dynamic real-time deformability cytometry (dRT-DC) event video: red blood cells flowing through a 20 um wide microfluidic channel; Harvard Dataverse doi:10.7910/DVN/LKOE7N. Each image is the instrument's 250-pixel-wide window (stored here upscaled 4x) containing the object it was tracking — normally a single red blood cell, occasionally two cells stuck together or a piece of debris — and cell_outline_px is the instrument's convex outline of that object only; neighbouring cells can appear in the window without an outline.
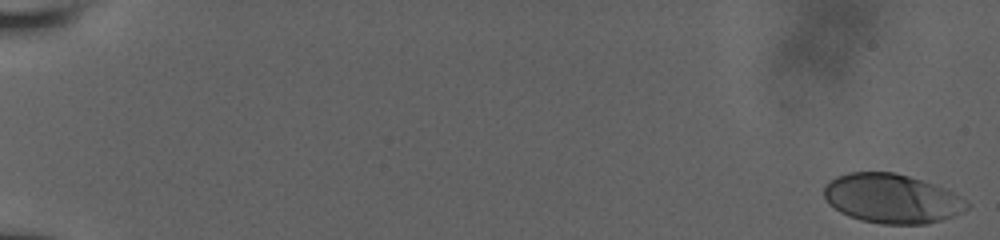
{"species": "human", "species_latin": "Homo sapiens", "temperature_condition": "room temperature", "stored_images_in_passage": 71, "camera_frame_rate_fps": 3000, "um_per_image_px": 0.085, "donor": {"sex": "male"}, "frame": {"image": 1, "passage_image": 1, "time_ms": 0.0, "image_size_px": [1000, 240], "cell_outline_px": [[972, 204], [964, 212], [928, 224], [880, 224], [860, 220], [848, 216], [840, 212], [828, 204], [824, 196], [824, 184], [836, 176], [848, 172], [896, 172], [944, 188], [952, 192]], "centroid_in_image_um": [75.78, 16.88], "position_along_channel_um": 9.2, "area_um2": 41.21}}
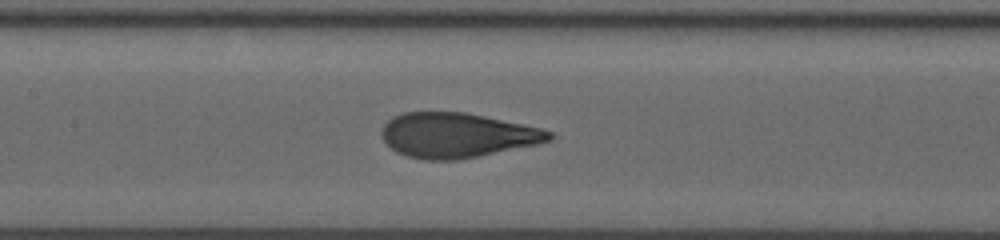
{"frame": {"image": 2, "passage_image": 39, "time_ms": 9.667, "image_size_px": [1000, 240], "cell_outline_px": [[552, 140], [536, 144], [456, 160], [424, 160], [408, 156], [396, 152], [380, 136], [380, 128], [392, 116], [404, 112], [464, 112], [484, 116], [540, 128], [552, 132]], "centroid_in_image_um": [38.78, 11.49], "position_along_channel_um": 168.6, "area_um2": 43.41}}
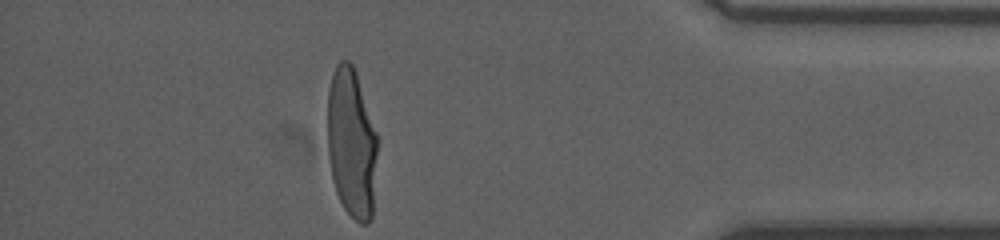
{"frame": {"image": 3, "passage_image": 70, "time_ms": 16.667, "image_size_px": [1000, 240], "cell_outline_px": [[376, 152], [372, 220], [368, 224], [360, 224], [344, 208], [336, 192], [332, 180], [328, 156], [328, 88], [332, 72], [336, 64], [340, 60], [348, 60], [352, 64], [356, 72], [376, 132]], "centroid_in_image_um": [29.86, 12.16], "position_along_channel_um": 405.3, "area_um2": 43.47}, "authors_computed_cell_mechanics": {"area_um2": 43.6968, "velocity_mm_per_s": 3.8632, "shape_relaxation_time_tau1_ms": 3.7663, "shape_relaxation_time_tau2_ms": null, "deformation_change_tau1": 0.202, "deformation_change_tau2": null}}